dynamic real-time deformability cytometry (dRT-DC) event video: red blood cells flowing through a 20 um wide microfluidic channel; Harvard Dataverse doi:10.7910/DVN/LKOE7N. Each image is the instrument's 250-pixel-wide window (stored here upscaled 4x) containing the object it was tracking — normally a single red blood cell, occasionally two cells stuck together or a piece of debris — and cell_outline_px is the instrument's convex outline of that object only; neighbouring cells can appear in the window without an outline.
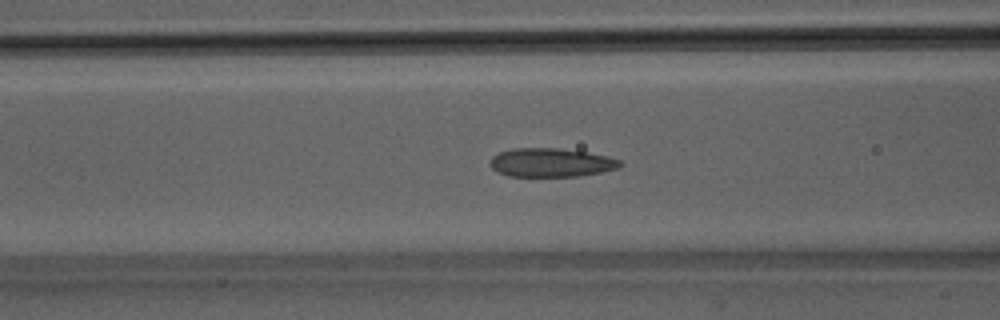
{"species": "Egyptian fruit bat (a non-hibernating species)", "species_latin": "Rousettus aegyptiacus", "temperature_condition": "room temperature", "stored_images_in_passage": 50, "camera_frame_rate_fps": 3000, "um_per_image_px": 0.085, "animal": {"sex": "male"}, "frame": {"image": 1, "passage_image": 20, "time_ms": 6.333, "image_size_px": [1000, 320], "cell_outline_px": [[624, 164], [620, 168], [580, 176], [508, 176], [496, 172], [492, 168], [492, 156], [500, 152], [512, 148], [560, 148], [608, 156], [620, 160]], "centroid_in_image_um": [46.86, 13.82], "position_along_channel_um": 119.7, "area_um2": 21.73}}
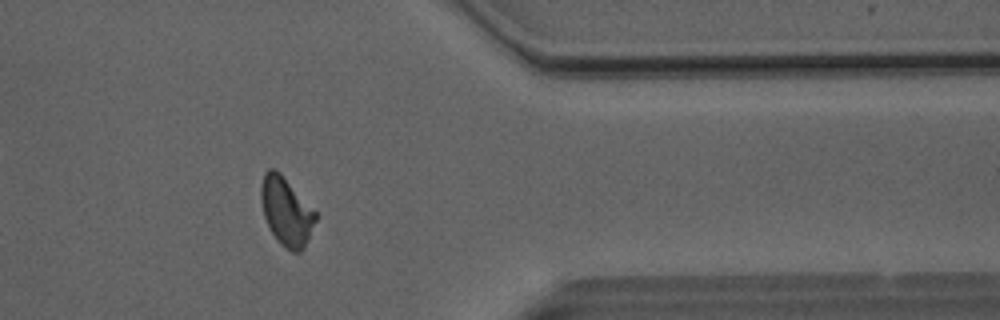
{"frame": {"image": 2, "passage_image": 41, "time_ms": 13.333, "image_size_px": [1000, 320], "cell_outline_px": [[316, 220], [308, 240], [304, 248], [300, 252], [292, 252], [284, 248], [280, 244], [272, 232], [264, 216], [260, 200], [260, 188], [264, 172], [268, 168], [276, 168], [280, 172], [316, 212]], "centroid_in_image_um": [24.32, 17.96], "position_along_channel_um": 387.1, "area_um2": 21.73}}
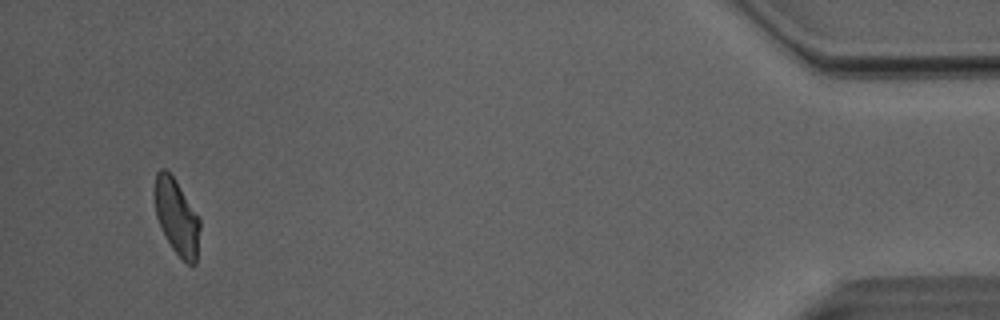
{"frame": {"image": 3, "passage_image": 48, "time_ms": 15.667, "image_size_px": [1000, 320], "cell_outline_px": [[200, 228], [196, 264], [188, 264], [172, 248], [160, 228], [156, 216], [152, 196], [152, 192], [156, 172], [160, 168], [164, 168], [176, 180], [200, 216]], "centroid_in_image_um": [14.99, 18.38], "position_along_channel_um": 420.2, "area_um2": 20.52}, "authors_computed_cell_mechanics": {"area_um2": 21.7906, "velocity_mm_per_s": 4.0438, "shape_relaxation_time_tau1_ms": null, "shape_relaxation_time_tau2_ms": 1.8114, "deformation_change_tau1": null, "deformation_change_tau2": 0.0908}}